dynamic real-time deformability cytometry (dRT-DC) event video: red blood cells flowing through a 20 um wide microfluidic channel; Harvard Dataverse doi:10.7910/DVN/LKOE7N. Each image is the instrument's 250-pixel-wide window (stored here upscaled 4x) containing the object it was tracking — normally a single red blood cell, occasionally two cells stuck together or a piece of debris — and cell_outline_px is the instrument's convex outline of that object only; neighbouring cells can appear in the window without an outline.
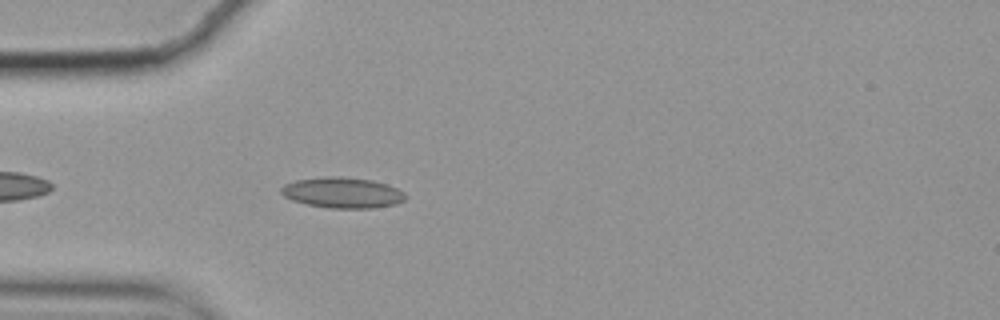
{"species": "common noctule bat (a hibernating species)", "species_latin": "Nyctalus noctula", "temperature_condition": "cold", "stored_images_in_passage": 45, "camera_frame_rate_fps": 3000, "um_per_image_px": 0.085, "animal": {"sex": "female", "body_mass_g": 19.9}, "frame": {"image": 1, "passage_image": 5, "time_ms": 1.333, "image_size_px": [1000, 320], "cell_outline_px": [[408, 196], [404, 200], [396, 204], [372, 208], [328, 208], [308, 204], [292, 200], [284, 196], [280, 192], [280, 188], [284, 184], [296, 180], [324, 176], [340, 176], [372, 180], [388, 184], [404, 192]], "centroid_in_image_um": [29.12, 16.37], "position_along_channel_um": 55.9, "area_um2": 22.37}}
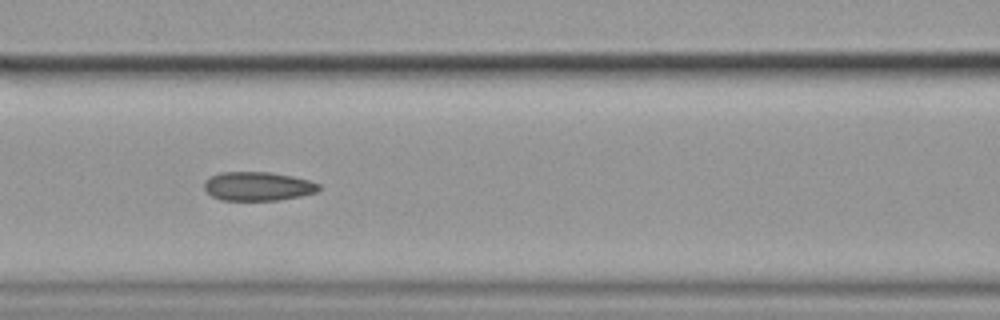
{"frame": {"image": 2, "passage_image": 13, "time_ms": 4.0, "image_size_px": [1000, 320], "cell_outline_px": [[320, 188], [316, 192], [300, 196], [280, 200], [220, 200], [212, 196], [204, 188], [204, 180], [220, 172], [268, 172], [292, 176], [308, 180], [320, 184]], "centroid_in_image_um": [21.9, 15.83], "position_along_channel_um": 144.7, "area_um2": 19.25}}
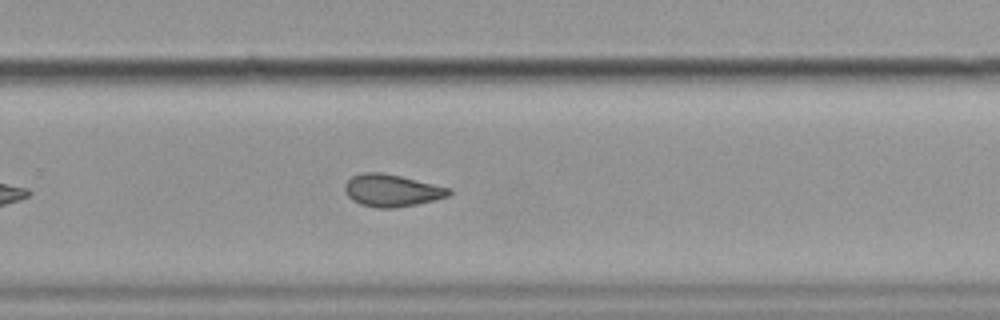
{"frame": {"image": 3, "passage_image": 26, "time_ms": 8.333, "image_size_px": [1000, 320], "cell_outline_px": [[452, 192], [448, 196], [416, 204], [396, 208], [376, 208], [360, 204], [352, 200], [344, 192], [344, 184], [352, 176], [360, 172], [380, 172], [400, 176], [452, 188]], "centroid_in_image_um": [33.27, 16.18], "position_along_channel_um": 296.5, "area_um2": 19.65}, "authors_computed_cell_mechanics": {"area_um2": 19.7676, "velocity_mm_per_s": 3.5184, "shape_relaxation_time_tau1_ms": null, "shape_relaxation_time_tau2_ms": 2.3312, "deformation_change_tau1": null, "deformation_change_tau2": 0.0769}}